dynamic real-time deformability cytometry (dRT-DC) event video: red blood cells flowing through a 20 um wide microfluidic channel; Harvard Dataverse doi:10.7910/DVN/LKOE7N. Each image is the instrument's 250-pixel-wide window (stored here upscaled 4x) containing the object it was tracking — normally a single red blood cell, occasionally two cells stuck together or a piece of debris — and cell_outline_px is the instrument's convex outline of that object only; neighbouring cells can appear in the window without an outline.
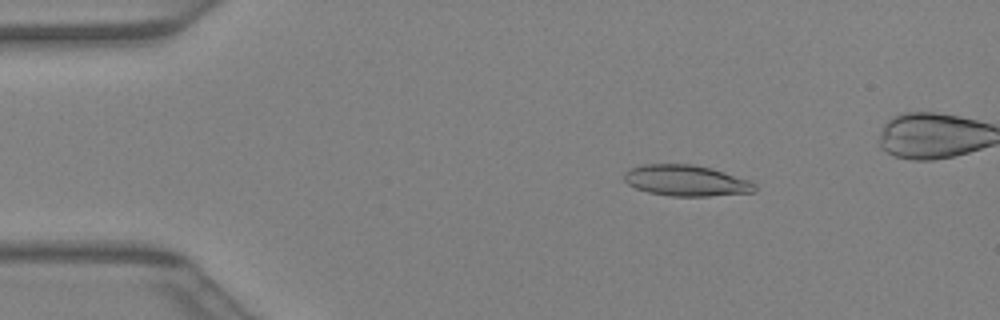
{"species": "Egyptian fruit bat (a non-hibernating species)", "species_latin": "Rousettus aegyptiacus", "temperature_condition": "warm", "stored_images_in_passage": 42, "camera_frame_rate_fps": 3000, "um_per_image_px": 0.085, "animal": {"sex": "female"}, "frame": {"image": 1, "passage_image": 7, "time_ms": 2.0, "image_size_px": [1000, 320], "cell_outline_px": [[756, 192], [708, 196], [672, 196], [648, 192], [636, 188], [628, 184], [624, 180], [624, 172], [632, 168], [644, 164], [692, 164], [712, 168], [748, 180], [756, 184]], "centroid_in_image_um": [58.33, 15.35], "position_along_channel_um": 26.7, "area_um2": 23.52}}
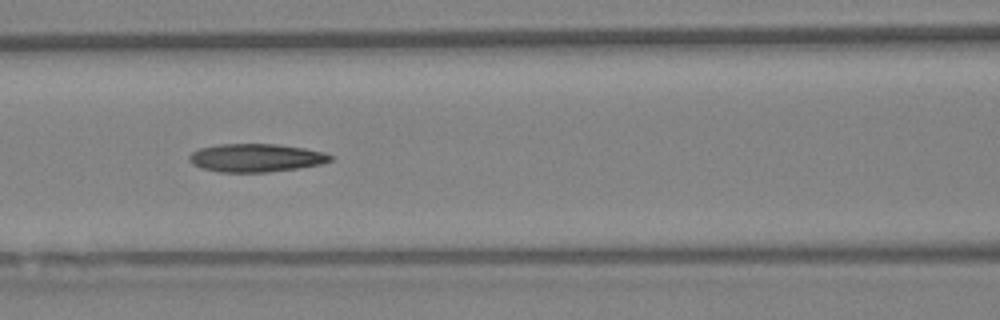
{"frame": {"image": 2, "passage_image": 18, "time_ms": 5.667, "image_size_px": [1000, 320], "cell_outline_px": [[332, 160], [320, 164], [296, 168], [268, 172], [220, 172], [200, 168], [192, 164], [188, 160], [188, 156], [192, 152], [200, 148], [220, 144], [276, 144], [304, 148], [324, 152], [332, 156]], "centroid_in_image_um": [21.71, 13.41], "position_along_channel_um": 144.9, "area_um2": 23.12}}
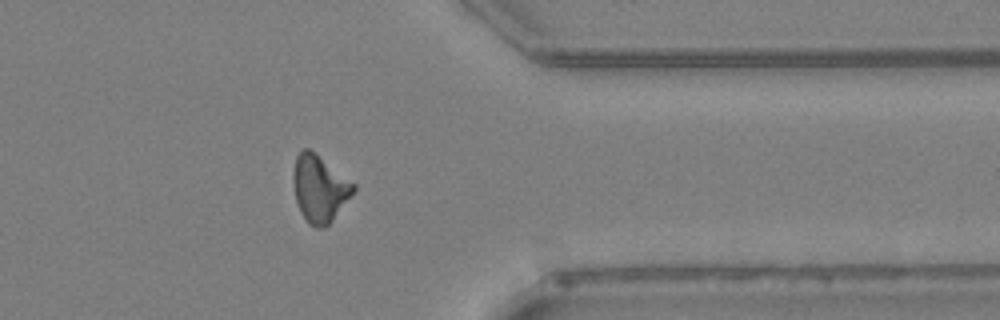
{"frame": {"image": 3, "passage_image": 33, "time_ms": 10.667, "image_size_px": [1000, 320], "cell_outline_px": [[356, 188], [332, 220], [324, 228], [316, 228], [308, 224], [300, 212], [296, 200], [292, 180], [292, 172], [296, 156], [304, 148], [308, 148], [316, 152], [356, 184]], "centroid_in_image_um": [27.14, 16.0], "position_along_channel_um": 384.3, "area_um2": 23.58}}